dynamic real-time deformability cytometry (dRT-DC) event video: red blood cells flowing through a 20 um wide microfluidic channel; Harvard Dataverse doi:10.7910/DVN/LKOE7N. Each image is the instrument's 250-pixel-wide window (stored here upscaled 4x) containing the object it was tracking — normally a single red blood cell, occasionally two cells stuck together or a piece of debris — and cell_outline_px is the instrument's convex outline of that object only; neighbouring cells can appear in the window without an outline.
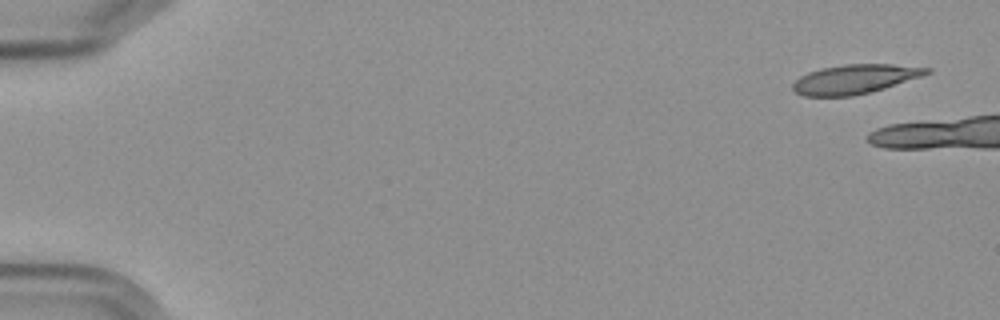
{"species": "Egyptian fruit bat (a non-hibernating species)", "species_latin": "Rousettus aegyptiacus", "temperature_condition": "cold", "stored_images_in_passage": 3, "camera_frame_rate_fps": 3000, "um_per_image_px": 0.085, "frame": {"image": 1, "passage_image": 1, "time_ms": 0.0, "image_size_px": [1000, 320], "cell_outline_px": [[932, 72], [884, 88], [852, 96], [804, 96], [796, 92], [792, 88], [792, 84], [800, 76], [808, 72], [820, 68], [844, 64], [892, 64], [932, 68]], "centroid_in_image_um": [72.63, 6.71], "position_along_channel_um": 12.4, "area_um2": 22.66}}